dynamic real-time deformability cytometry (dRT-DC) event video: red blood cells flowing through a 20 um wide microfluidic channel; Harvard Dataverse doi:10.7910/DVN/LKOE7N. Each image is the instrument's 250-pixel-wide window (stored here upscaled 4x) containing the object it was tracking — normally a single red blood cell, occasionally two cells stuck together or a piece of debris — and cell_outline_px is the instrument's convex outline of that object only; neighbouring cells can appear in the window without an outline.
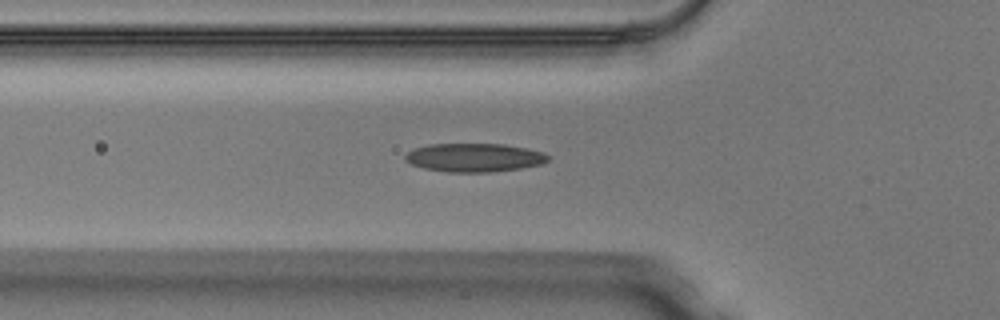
{"species": "Egyptian fruit bat (a non-hibernating species)", "species_latin": "Rousettus aegyptiacus", "temperature_condition": "warm", "stored_images_in_passage": 5, "segment_of_instrument_passage": [1, 2], "camera_frame_rate_fps": 3000, "um_per_image_px": 0.085, "animal": {"sex": "male"}, "frame": {"image": 1, "passage_image": 2, "time_ms": 0.333, "image_size_px": [1000, 320], "cell_outline_px": [[548, 160], [540, 164], [520, 168], [488, 172], [448, 172], [424, 168], [412, 164], [404, 160], [404, 156], [412, 148], [428, 144], [504, 144], [528, 148], [544, 152], [548, 156]], "centroid_in_image_um": [40.28, 13.38], "position_along_channel_um": 85.5, "area_um2": 23.76}}